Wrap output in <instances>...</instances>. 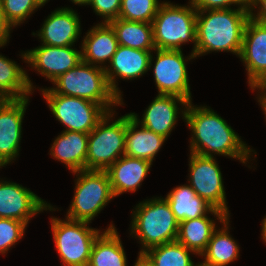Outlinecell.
Returning <instances> with one entry per match:
<instances>
[{
	"mask_svg": "<svg viewBox=\"0 0 266 266\" xmlns=\"http://www.w3.org/2000/svg\"><path fill=\"white\" fill-rule=\"evenodd\" d=\"M47 210L57 208L21 184L0 180V218L19 220L28 226L32 217Z\"/></svg>",
	"mask_w": 266,
	"mask_h": 266,
	"instance_id": "7c38bea8",
	"label": "cell"
},
{
	"mask_svg": "<svg viewBox=\"0 0 266 266\" xmlns=\"http://www.w3.org/2000/svg\"><path fill=\"white\" fill-rule=\"evenodd\" d=\"M249 9L253 20L266 24V0H250Z\"/></svg>",
	"mask_w": 266,
	"mask_h": 266,
	"instance_id": "e575fe53",
	"label": "cell"
},
{
	"mask_svg": "<svg viewBox=\"0 0 266 266\" xmlns=\"http://www.w3.org/2000/svg\"><path fill=\"white\" fill-rule=\"evenodd\" d=\"M165 141L167 139L163 136L139 125L130 113L126 114L124 155L145 159L153 163Z\"/></svg>",
	"mask_w": 266,
	"mask_h": 266,
	"instance_id": "603a6c76",
	"label": "cell"
},
{
	"mask_svg": "<svg viewBox=\"0 0 266 266\" xmlns=\"http://www.w3.org/2000/svg\"><path fill=\"white\" fill-rule=\"evenodd\" d=\"M109 24L115 30L119 45L138 50H155L152 23L118 18Z\"/></svg>",
	"mask_w": 266,
	"mask_h": 266,
	"instance_id": "83f0119b",
	"label": "cell"
},
{
	"mask_svg": "<svg viewBox=\"0 0 266 266\" xmlns=\"http://www.w3.org/2000/svg\"><path fill=\"white\" fill-rule=\"evenodd\" d=\"M95 15L101 17L102 23H109L118 19L121 8V0H90L89 4Z\"/></svg>",
	"mask_w": 266,
	"mask_h": 266,
	"instance_id": "d6a6232c",
	"label": "cell"
},
{
	"mask_svg": "<svg viewBox=\"0 0 266 266\" xmlns=\"http://www.w3.org/2000/svg\"><path fill=\"white\" fill-rule=\"evenodd\" d=\"M81 30L78 13L72 8L61 7L51 12L40 30L32 32V35L44 45L65 47L77 43Z\"/></svg>",
	"mask_w": 266,
	"mask_h": 266,
	"instance_id": "e0dca14e",
	"label": "cell"
},
{
	"mask_svg": "<svg viewBox=\"0 0 266 266\" xmlns=\"http://www.w3.org/2000/svg\"><path fill=\"white\" fill-rule=\"evenodd\" d=\"M229 218L214 231L206 250L200 255L204 259L199 262L200 266H227L240 256V246L230 235Z\"/></svg>",
	"mask_w": 266,
	"mask_h": 266,
	"instance_id": "cb8c5ba5",
	"label": "cell"
},
{
	"mask_svg": "<svg viewBox=\"0 0 266 266\" xmlns=\"http://www.w3.org/2000/svg\"><path fill=\"white\" fill-rule=\"evenodd\" d=\"M29 102V97H26L4 99L0 103V169L18 158L22 123Z\"/></svg>",
	"mask_w": 266,
	"mask_h": 266,
	"instance_id": "5bb4252c",
	"label": "cell"
},
{
	"mask_svg": "<svg viewBox=\"0 0 266 266\" xmlns=\"http://www.w3.org/2000/svg\"><path fill=\"white\" fill-rule=\"evenodd\" d=\"M257 101L261 106V110L263 111L266 119V92H258Z\"/></svg>",
	"mask_w": 266,
	"mask_h": 266,
	"instance_id": "f35d334b",
	"label": "cell"
},
{
	"mask_svg": "<svg viewBox=\"0 0 266 266\" xmlns=\"http://www.w3.org/2000/svg\"><path fill=\"white\" fill-rule=\"evenodd\" d=\"M154 50H138L118 45L105 73L111 90L123 101L117 79L134 80L149 71L150 57Z\"/></svg>",
	"mask_w": 266,
	"mask_h": 266,
	"instance_id": "2e32d148",
	"label": "cell"
},
{
	"mask_svg": "<svg viewBox=\"0 0 266 266\" xmlns=\"http://www.w3.org/2000/svg\"><path fill=\"white\" fill-rule=\"evenodd\" d=\"M247 71L249 88L266 73V24L247 21L239 57Z\"/></svg>",
	"mask_w": 266,
	"mask_h": 266,
	"instance_id": "ac0fdd59",
	"label": "cell"
},
{
	"mask_svg": "<svg viewBox=\"0 0 266 266\" xmlns=\"http://www.w3.org/2000/svg\"><path fill=\"white\" fill-rule=\"evenodd\" d=\"M73 46L75 45L58 47L41 44L19 56L31 69L52 83L82 61L81 47L77 50Z\"/></svg>",
	"mask_w": 266,
	"mask_h": 266,
	"instance_id": "4fadbf2b",
	"label": "cell"
},
{
	"mask_svg": "<svg viewBox=\"0 0 266 266\" xmlns=\"http://www.w3.org/2000/svg\"><path fill=\"white\" fill-rule=\"evenodd\" d=\"M188 101L176 95L157 94L152 103L147 106L142 119L135 112L131 116L142 127L168 139L181 115L185 119ZM181 106V107H179Z\"/></svg>",
	"mask_w": 266,
	"mask_h": 266,
	"instance_id": "9a60e30c",
	"label": "cell"
},
{
	"mask_svg": "<svg viewBox=\"0 0 266 266\" xmlns=\"http://www.w3.org/2000/svg\"><path fill=\"white\" fill-rule=\"evenodd\" d=\"M41 7H43L49 0H36Z\"/></svg>",
	"mask_w": 266,
	"mask_h": 266,
	"instance_id": "b9f144b4",
	"label": "cell"
},
{
	"mask_svg": "<svg viewBox=\"0 0 266 266\" xmlns=\"http://www.w3.org/2000/svg\"><path fill=\"white\" fill-rule=\"evenodd\" d=\"M26 229L27 225L24 222L0 218V253L5 255L12 249L23 238Z\"/></svg>",
	"mask_w": 266,
	"mask_h": 266,
	"instance_id": "1f68e13d",
	"label": "cell"
},
{
	"mask_svg": "<svg viewBox=\"0 0 266 266\" xmlns=\"http://www.w3.org/2000/svg\"><path fill=\"white\" fill-rule=\"evenodd\" d=\"M184 121L192 135L189 140L190 152L210 157L223 155L245 165L253 154L252 160H255V150L247 146L227 121L210 106H196L192 101L189 102Z\"/></svg>",
	"mask_w": 266,
	"mask_h": 266,
	"instance_id": "6da1fadb",
	"label": "cell"
},
{
	"mask_svg": "<svg viewBox=\"0 0 266 266\" xmlns=\"http://www.w3.org/2000/svg\"><path fill=\"white\" fill-rule=\"evenodd\" d=\"M122 244L112 221L94 241L88 266H128Z\"/></svg>",
	"mask_w": 266,
	"mask_h": 266,
	"instance_id": "d4e9b609",
	"label": "cell"
},
{
	"mask_svg": "<svg viewBox=\"0 0 266 266\" xmlns=\"http://www.w3.org/2000/svg\"><path fill=\"white\" fill-rule=\"evenodd\" d=\"M196 10L231 9L249 7L250 0H189Z\"/></svg>",
	"mask_w": 266,
	"mask_h": 266,
	"instance_id": "836d02e7",
	"label": "cell"
},
{
	"mask_svg": "<svg viewBox=\"0 0 266 266\" xmlns=\"http://www.w3.org/2000/svg\"><path fill=\"white\" fill-rule=\"evenodd\" d=\"M162 3L159 0H121L118 18L152 23Z\"/></svg>",
	"mask_w": 266,
	"mask_h": 266,
	"instance_id": "f546056e",
	"label": "cell"
},
{
	"mask_svg": "<svg viewBox=\"0 0 266 266\" xmlns=\"http://www.w3.org/2000/svg\"><path fill=\"white\" fill-rule=\"evenodd\" d=\"M39 89L53 116L65 126L64 131L89 134L108 113L89 100L56 94L50 87Z\"/></svg>",
	"mask_w": 266,
	"mask_h": 266,
	"instance_id": "9c48e42d",
	"label": "cell"
},
{
	"mask_svg": "<svg viewBox=\"0 0 266 266\" xmlns=\"http://www.w3.org/2000/svg\"><path fill=\"white\" fill-rule=\"evenodd\" d=\"M131 212L130 235L139 240V252L177 239L179 222L162 196L138 202Z\"/></svg>",
	"mask_w": 266,
	"mask_h": 266,
	"instance_id": "3957f363",
	"label": "cell"
},
{
	"mask_svg": "<svg viewBox=\"0 0 266 266\" xmlns=\"http://www.w3.org/2000/svg\"><path fill=\"white\" fill-rule=\"evenodd\" d=\"M72 3H74L75 5H81V6H86L89 4L90 0H70Z\"/></svg>",
	"mask_w": 266,
	"mask_h": 266,
	"instance_id": "60d3db41",
	"label": "cell"
},
{
	"mask_svg": "<svg viewBox=\"0 0 266 266\" xmlns=\"http://www.w3.org/2000/svg\"><path fill=\"white\" fill-rule=\"evenodd\" d=\"M3 100H4V98L0 96V103H1Z\"/></svg>",
	"mask_w": 266,
	"mask_h": 266,
	"instance_id": "7bdbcfd3",
	"label": "cell"
},
{
	"mask_svg": "<svg viewBox=\"0 0 266 266\" xmlns=\"http://www.w3.org/2000/svg\"><path fill=\"white\" fill-rule=\"evenodd\" d=\"M115 112H108L88 134L86 170L106 171L125 154L126 114L115 119Z\"/></svg>",
	"mask_w": 266,
	"mask_h": 266,
	"instance_id": "52a82bcc",
	"label": "cell"
},
{
	"mask_svg": "<svg viewBox=\"0 0 266 266\" xmlns=\"http://www.w3.org/2000/svg\"><path fill=\"white\" fill-rule=\"evenodd\" d=\"M156 266H200L190 255L196 253L175 240L152 247L145 252Z\"/></svg>",
	"mask_w": 266,
	"mask_h": 266,
	"instance_id": "f1b7e54d",
	"label": "cell"
},
{
	"mask_svg": "<svg viewBox=\"0 0 266 266\" xmlns=\"http://www.w3.org/2000/svg\"><path fill=\"white\" fill-rule=\"evenodd\" d=\"M76 175L74 196L66 218L92 223L95 217L114 199L106 171L81 170Z\"/></svg>",
	"mask_w": 266,
	"mask_h": 266,
	"instance_id": "8992f818",
	"label": "cell"
},
{
	"mask_svg": "<svg viewBox=\"0 0 266 266\" xmlns=\"http://www.w3.org/2000/svg\"><path fill=\"white\" fill-rule=\"evenodd\" d=\"M13 29H11L5 22V19L3 17V12H2V3L0 0V48L4 47L7 45V43H9V39H10V34L11 31Z\"/></svg>",
	"mask_w": 266,
	"mask_h": 266,
	"instance_id": "d590c367",
	"label": "cell"
},
{
	"mask_svg": "<svg viewBox=\"0 0 266 266\" xmlns=\"http://www.w3.org/2000/svg\"><path fill=\"white\" fill-rule=\"evenodd\" d=\"M189 179L187 183L214 209H218L230 217L227 206L223 177L216 157L202 156L190 152Z\"/></svg>",
	"mask_w": 266,
	"mask_h": 266,
	"instance_id": "8fae6325",
	"label": "cell"
},
{
	"mask_svg": "<svg viewBox=\"0 0 266 266\" xmlns=\"http://www.w3.org/2000/svg\"><path fill=\"white\" fill-rule=\"evenodd\" d=\"M249 19V7L197 10L195 56L230 52L239 57Z\"/></svg>",
	"mask_w": 266,
	"mask_h": 266,
	"instance_id": "7a4b0ae2",
	"label": "cell"
},
{
	"mask_svg": "<svg viewBox=\"0 0 266 266\" xmlns=\"http://www.w3.org/2000/svg\"><path fill=\"white\" fill-rule=\"evenodd\" d=\"M214 215L220 224L228 217L227 214L212 209L207 215L179 222L177 241L200 256L207 248L208 243L217 229V223L208 215Z\"/></svg>",
	"mask_w": 266,
	"mask_h": 266,
	"instance_id": "44dd1931",
	"label": "cell"
},
{
	"mask_svg": "<svg viewBox=\"0 0 266 266\" xmlns=\"http://www.w3.org/2000/svg\"><path fill=\"white\" fill-rule=\"evenodd\" d=\"M164 198L178 222L205 216L213 209L188 183L174 187Z\"/></svg>",
	"mask_w": 266,
	"mask_h": 266,
	"instance_id": "4316f807",
	"label": "cell"
},
{
	"mask_svg": "<svg viewBox=\"0 0 266 266\" xmlns=\"http://www.w3.org/2000/svg\"><path fill=\"white\" fill-rule=\"evenodd\" d=\"M252 92L257 91V92H266V73L261 76L251 87Z\"/></svg>",
	"mask_w": 266,
	"mask_h": 266,
	"instance_id": "74e56055",
	"label": "cell"
},
{
	"mask_svg": "<svg viewBox=\"0 0 266 266\" xmlns=\"http://www.w3.org/2000/svg\"><path fill=\"white\" fill-rule=\"evenodd\" d=\"M1 3L3 17L11 29L21 26L37 9L42 8L36 0H1Z\"/></svg>",
	"mask_w": 266,
	"mask_h": 266,
	"instance_id": "4dcf8cb0",
	"label": "cell"
},
{
	"mask_svg": "<svg viewBox=\"0 0 266 266\" xmlns=\"http://www.w3.org/2000/svg\"><path fill=\"white\" fill-rule=\"evenodd\" d=\"M27 71L0 54V96L4 99H22L33 95L34 85Z\"/></svg>",
	"mask_w": 266,
	"mask_h": 266,
	"instance_id": "484cf974",
	"label": "cell"
},
{
	"mask_svg": "<svg viewBox=\"0 0 266 266\" xmlns=\"http://www.w3.org/2000/svg\"><path fill=\"white\" fill-rule=\"evenodd\" d=\"M50 87L56 94L78 97L102 105L108 112L124 102L111 90L105 69L84 61L61 74Z\"/></svg>",
	"mask_w": 266,
	"mask_h": 266,
	"instance_id": "277c9868",
	"label": "cell"
},
{
	"mask_svg": "<svg viewBox=\"0 0 266 266\" xmlns=\"http://www.w3.org/2000/svg\"><path fill=\"white\" fill-rule=\"evenodd\" d=\"M197 10L188 5L173 4L163 1L153 19V36L155 49L183 50L182 45L192 42L196 50Z\"/></svg>",
	"mask_w": 266,
	"mask_h": 266,
	"instance_id": "5b68a950",
	"label": "cell"
},
{
	"mask_svg": "<svg viewBox=\"0 0 266 266\" xmlns=\"http://www.w3.org/2000/svg\"><path fill=\"white\" fill-rule=\"evenodd\" d=\"M152 165L153 163L148 160L127 155L116 160L106 170L114 197L125 192L135 193L148 176Z\"/></svg>",
	"mask_w": 266,
	"mask_h": 266,
	"instance_id": "ffe728a7",
	"label": "cell"
},
{
	"mask_svg": "<svg viewBox=\"0 0 266 266\" xmlns=\"http://www.w3.org/2000/svg\"><path fill=\"white\" fill-rule=\"evenodd\" d=\"M133 266H156L145 252H138L137 260Z\"/></svg>",
	"mask_w": 266,
	"mask_h": 266,
	"instance_id": "8d00e7d4",
	"label": "cell"
},
{
	"mask_svg": "<svg viewBox=\"0 0 266 266\" xmlns=\"http://www.w3.org/2000/svg\"><path fill=\"white\" fill-rule=\"evenodd\" d=\"M85 34L80 44L82 61L106 69L119 45L115 30L109 23L99 22Z\"/></svg>",
	"mask_w": 266,
	"mask_h": 266,
	"instance_id": "d6986e66",
	"label": "cell"
},
{
	"mask_svg": "<svg viewBox=\"0 0 266 266\" xmlns=\"http://www.w3.org/2000/svg\"><path fill=\"white\" fill-rule=\"evenodd\" d=\"M153 52L156 57L153 56ZM195 58L196 56L192 51L187 57L184 56L182 50L155 49L152 51L149 70L151 67L153 68V77L158 94L176 95L191 102L192 94L187 63Z\"/></svg>",
	"mask_w": 266,
	"mask_h": 266,
	"instance_id": "30bf717a",
	"label": "cell"
},
{
	"mask_svg": "<svg viewBox=\"0 0 266 266\" xmlns=\"http://www.w3.org/2000/svg\"><path fill=\"white\" fill-rule=\"evenodd\" d=\"M261 237L264 243H266V216L261 222Z\"/></svg>",
	"mask_w": 266,
	"mask_h": 266,
	"instance_id": "ab89813d",
	"label": "cell"
},
{
	"mask_svg": "<svg viewBox=\"0 0 266 266\" xmlns=\"http://www.w3.org/2000/svg\"><path fill=\"white\" fill-rule=\"evenodd\" d=\"M51 229L62 266H88L96 238L103 232L88 222L51 217Z\"/></svg>",
	"mask_w": 266,
	"mask_h": 266,
	"instance_id": "ba28073f",
	"label": "cell"
},
{
	"mask_svg": "<svg viewBox=\"0 0 266 266\" xmlns=\"http://www.w3.org/2000/svg\"><path fill=\"white\" fill-rule=\"evenodd\" d=\"M88 152V134L75 131H62L50 148L51 157L65 166L72 173L86 170Z\"/></svg>",
	"mask_w": 266,
	"mask_h": 266,
	"instance_id": "7402d4cb",
	"label": "cell"
}]
</instances>
